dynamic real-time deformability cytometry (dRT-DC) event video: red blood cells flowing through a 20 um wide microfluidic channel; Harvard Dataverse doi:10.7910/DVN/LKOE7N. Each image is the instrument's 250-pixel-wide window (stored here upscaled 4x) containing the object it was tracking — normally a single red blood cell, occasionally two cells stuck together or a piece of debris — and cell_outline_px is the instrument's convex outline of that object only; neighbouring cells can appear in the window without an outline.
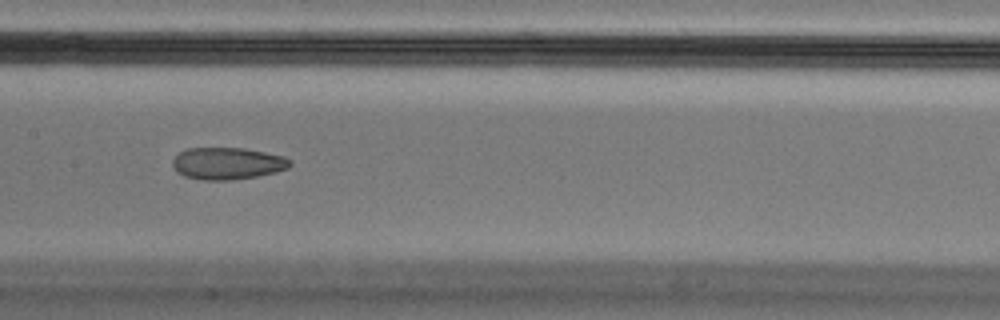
{"species": "Egyptian fruit bat (a non-hibernating species)", "species_latin": "Rousettus aegyptiacus", "temperature_condition": "cold", "stored_images_in_passage": 37, "camera_frame_rate_fps": 3000, "um_per_image_px": 0.085, "animal": {"sex": "male"}, "frame": {"image": 1, "passage_image": 16, "time_ms": 5.0, "image_size_px": [1000, 320], "cell_outline_px": [[292, 164], [288, 168], [276, 172], [256, 176], [228, 180], [200, 180], [184, 176], [172, 164], [172, 160], [180, 152], [188, 148], [244, 148], [284, 156], [292, 160]], "centroid_in_image_um": [19.36, 13.89], "position_along_channel_um": 188.0, "area_um2": 21.79}}